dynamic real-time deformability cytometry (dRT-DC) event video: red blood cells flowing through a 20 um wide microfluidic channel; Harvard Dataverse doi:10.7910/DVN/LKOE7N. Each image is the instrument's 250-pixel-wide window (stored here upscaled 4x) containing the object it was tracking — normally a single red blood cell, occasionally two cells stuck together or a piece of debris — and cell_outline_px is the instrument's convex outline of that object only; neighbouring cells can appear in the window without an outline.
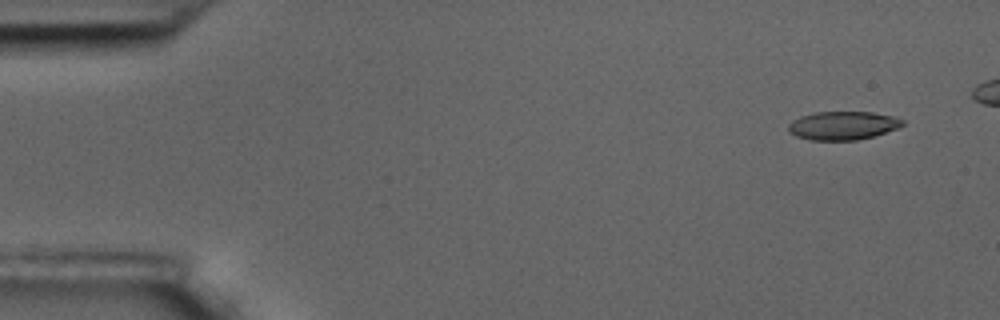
{"species": "common noctule bat (a hibernating species)", "species_latin": "Nyctalus noctula", "temperature_condition": "room temperature", "stored_images_in_passage": 50, "camera_frame_rate_fps": 3000, "um_per_image_px": 0.085, "animal": {"sex": "male", "body_mass_g": 17.5, "forearm_length_mm": 52.3}, "frame": {"image": 1, "passage_image": 1, "time_ms": 0.0, "image_size_px": [1000, 320], "cell_outline_px": [[904, 124], [896, 128], [872, 136], [856, 140], [808, 140], [796, 136], [788, 132], [788, 124], [792, 120], [800, 116], [816, 112], [872, 112], [892, 116], [904, 120]], "centroid_in_image_um": [71.58, 10.67], "position_along_channel_um": 13.4, "area_um2": 18.84}}
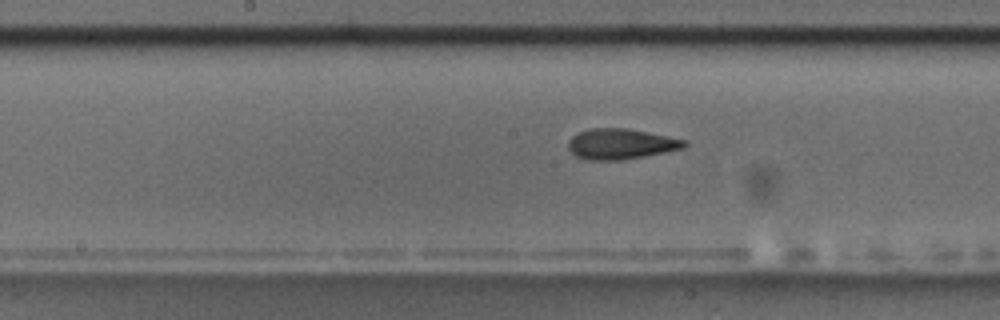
{"frame": {"image": 2, "passage_image": 27, "time_ms": 8.667, "image_size_px": [1000, 320], "cell_outline_px": [[688, 144], [684, 148], [644, 156], [620, 160], [584, 160], [576, 156], [568, 148], [568, 140], [572, 136], [580, 132], [592, 128], [628, 128], [688, 140]], "centroid_in_image_um": [52.78, 12.23], "position_along_channel_um": 195.4, "area_um2": 20.69}}
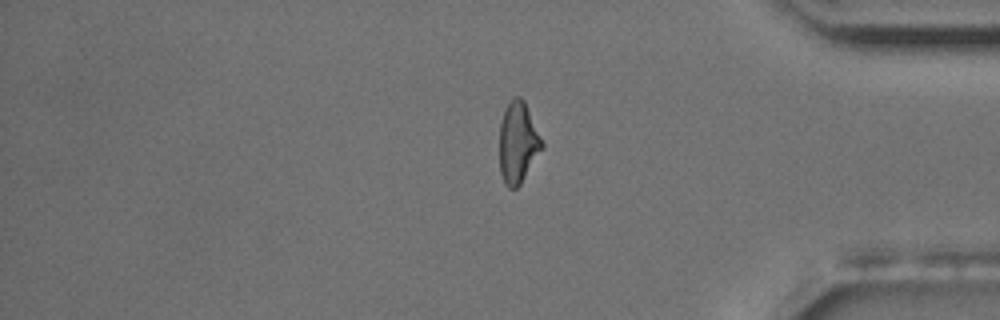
{"frame": {"image": 3, "passage_image": 46, "time_ms": 15.0, "image_size_px": [1000, 320], "cell_outline_px": [[544, 148], [520, 184], [516, 188], [508, 188], [504, 184], [500, 172], [500, 124], [504, 108], [516, 96], [520, 96], [524, 100], [544, 144]], "centroid_in_image_um": [44.03, 12.14], "position_along_channel_um": 391.2, "area_um2": 20.11}}